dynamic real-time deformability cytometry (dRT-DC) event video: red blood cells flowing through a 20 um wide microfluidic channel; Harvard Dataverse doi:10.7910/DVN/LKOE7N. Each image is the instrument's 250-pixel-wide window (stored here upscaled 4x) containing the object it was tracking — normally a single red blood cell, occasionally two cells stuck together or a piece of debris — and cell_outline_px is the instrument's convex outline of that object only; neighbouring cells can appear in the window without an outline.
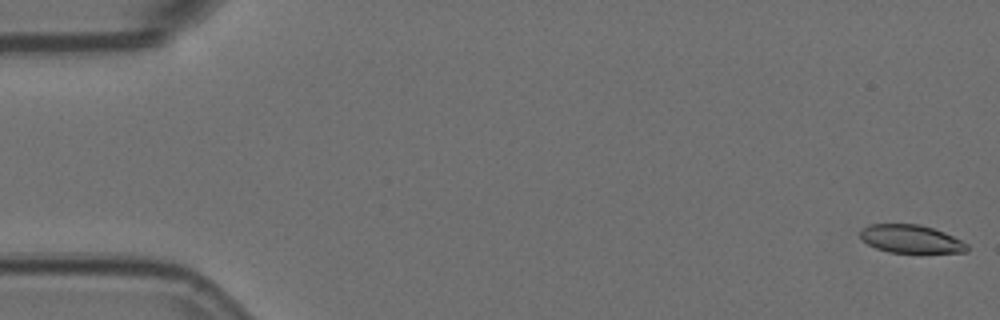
{"species": "Egyptian fruit bat (a non-hibernating species)", "species_latin": "Rousettus aegyptiacus", "temperature_condition": "room temperature", "stored_images_in_passage": 9, "camera_frame_rate_fps": 3000, "um_per_image_px": 0.085, "animal": {"sex": "female"}, "frame": {"image": 1, "passage_image": 1, "time_ms": 0.0, "image_size_px": [1000, 320], "cell_outline_px": [[968, 252], [888, 252], [876, 248], [868, 244], [860, 236], [860, 232], [868, 224], [920, 224], [944, 232], [968, 244]], "centroid_in_image_um": [77.42, 20.3], "position_along_channel_um": 7.6, "area_um2": 17.28}}
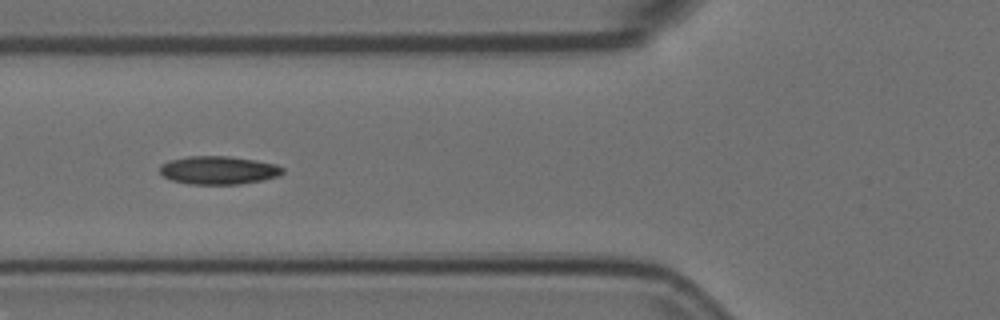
{"frame": {"image": 2, "passage_image": 6, "time_ms": 1.667, "image_size_px": [1000, 320], "cell_outline_px": [[284, 172], [280, 176], [264, 180], [240, 184], [188, 184], [172, 180], [164, 176], [160, 172], [160, 164], [168, 160], [188, 156], [228, 156], [256, 160], [276, 164], [284, 168]], "centroid_in_image_um": [18.59, 14.46], "position_along_channel_um": 107.2, "area_um2": 20.4}}
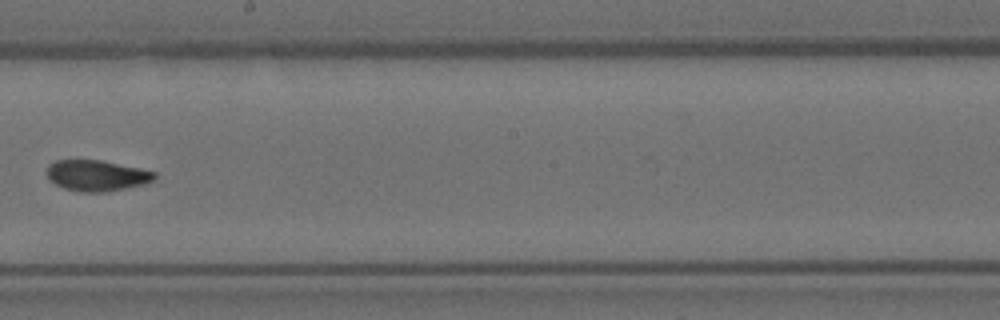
{"frame": {"image": 3, "passage_image": 9, "time_ms": 2.667, "image_size_px": [1000, 320], "cell_outline_px": [[156, 180], [144, 184], [104, 192], [84, 192], [64, 188], [56, 184], [48, 176], [48, 164], [56, 160], [100, 160], [140, 168], [156, 172]], "centroid_in_image_um": [8.26, 14.91], "position_along_channel_um": 239.9, "area_um2": 19.19}}